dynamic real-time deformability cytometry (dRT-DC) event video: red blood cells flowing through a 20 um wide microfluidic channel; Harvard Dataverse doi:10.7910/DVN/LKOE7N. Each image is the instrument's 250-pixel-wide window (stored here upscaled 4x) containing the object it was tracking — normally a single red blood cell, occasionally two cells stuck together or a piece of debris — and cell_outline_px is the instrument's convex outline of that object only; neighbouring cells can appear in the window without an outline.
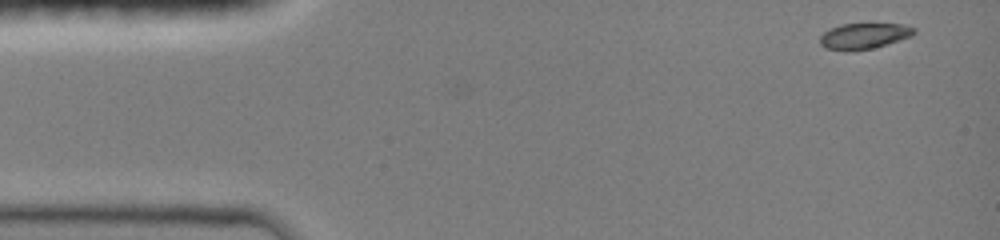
{"species": "common noctule bat (a hibernating species)", "species_latin": "Nyctalus noctula", "temperature_condition": "room temperature", "stored_images_in_passage": 16, "camera_frame_rate_fps": 3000, "um_per_image_px": 0.085, "animal": {"sex": "female", "body_mass_g": 19.0, "forearm_length_mm": 51.5}, "frame": {"image": 1, "passage_image": 1, "time_ms": 0.0, "image_size_px": [1000, 240], "cell_outline_px": [[916, 32], [912, 36], [872, 48], [844, 52], [824, 48], [820, 44], [820, 36], [828, 28], [840, 24], [904, 24], [916, 28]], "centroid_in_image_um": [73.4, 3.06], "position_along_channel_um": 11.6, "area_um2": 14.33}}
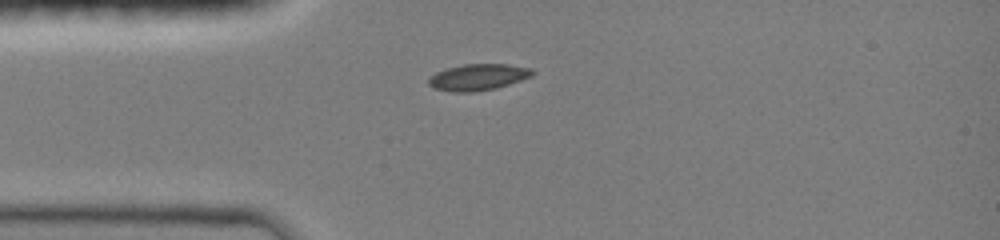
{"frame": {"image": 2, "passage_image": 12, "time_ms": 3.0, "image_size_px": [1000, 240], "cell_outline_px": [[536, 72], [532, 76], [496, 88], [472, 92], [452, 92], [436, 88], [428, 84], [428, 76], [436, 72], [448, 68], [464, 64], [508, 64], [532, 68]], "centroid_in_image_um": [40.64, 6.55], "position_along_channel_um": 44.4, "area_um2": 15.95}}